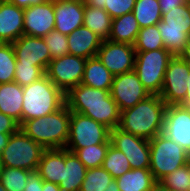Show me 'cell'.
I'll use <instances>...</instances> for the list:
<instances>
[{
	"label": "cell",
	"instance_id": "obj_1",
	"mask_svg": "<svg viewBox=\"0 0 190 191\" xmlns=\"http://www.w3.org/2000/svg\"><path fill=\"white\" fill-rule=\"evenodd\" d=\"M65 104L70 111L82 113L110 130L119 125L120 110L108 90L80 83L65 94Z\"/></svg>",
	"mask_w": 190,
	"mask_h": 191
},
{
	"label": "cell",
	"instance_id": "obj_2",
	"mask_svg": "<svg viewBox=\"0 0 190 191\" xmlns=\"http://www.w3.org/2000/svg\"><path fill=\"white\" fill-rule=\"evenodd\" d=\"M166 108L160 95H149L134 107L120 112L118 128L151 140L163 131Z\"/></svg>",
	"mask_w": 190,
	"mask_h": 191
},
{
	"label": "cell",
	"instance_id": "obj_3",
	"mask_svg": "<svg viewBox=\"0 0 190 191\" xmlns=\"http://www.w3.org/2000/svg\"><path fill=\"white\" fill-rule=\"evenodd\" d=\"M71 111L64 104L46 116L24 121L20 129L45 149L65 148L69 138Z\"/></svg>",
	"mask_w": 190,
	"mask_h": 191
},
{
	"label": "cell",
	"instance_id": "obj_4",
	"mask_svg": "<svg viewBox=\"0 0 190 191\" xmlns=\"http://www.w3.org/2000/svg\"><path fill=\"white\" fill-rule=\"evenodd\" d=\"M65 104V94L45 74L23 87L22 123L46 116Z\"/></svg>",
	"mask_w": 190,
	"mask_h": 191
},
{
	"label": "cell",
	"instance_id": "obj_5",
	"mask_svg": "<svg viewBox=\"0 0 190 191\" xmlns=\"http://www.w3.org/2000/svg\"><path fill=\"white\" fill-rule=\"evenodd\" d=\"M149 169L156 181L190 162V155L163 133L149 140Z\"/></svg>",
	"mask_w": 190,
	"mask_h": 191
},
{
	"label": "cell",
	"instance_id": "obj_6",
	"mask_svg": "<svg viewBox=\"0 0 190 191\" xmlns=\"http://www.w3.org/2000/svg\"><path fill=\"white\" fill-rule=\"evenodd\" d=\"M46 149L27 136L21 129L11 134L8 144L1 153L4 167L37 171Z\"/></svg>",
	"mask_w": 190,
	"mask_h": 191
},
{
	"label": "cell",
	"instance_id": "obj_7",
	"mask_svg": "<svg viewBox=\"0 0 190 191\" xmlns=\"http://www.w3.org/2000/svg\"><path fill=\"white\" fill-rule=\"evenodd\" d=\"M173 56L167 49L136 52L134 72L151 95L160 94L166 68Z\"/></svg>",
	"mask_w": 190,
	"mask_h": 191
},
{
	"label": "cell",
	"instance_id": "obj_8",
	"mask_svg": "<svg viewBox=\"0 0 190 191\" xmlns=\"http://www.w3.org/2000/svg\"><path fill=\"white\" fill-rule=\"evenodd\" d=\"M110 142V129L88 116L71 111L69 138L65 148L74 152L79 148Z\"/></svg>",
	"mask_w": 190,
	"mask_h": 191
},
{
	"label": "cell",
	"instance_id": "obj_9",
	"mask_svg": "<svg viewBox=\"0 0 190 191\" xmlns=\"http://www.w3.org/2000/svg\"><path fill=\"white\" fill-rule=\"evenodd\" d=\"M86 58L64 55L50 61L46 75L48 79L64 94L78 86L83 79Z\"/></svg>",
	"mask_w": 190,
	"mask_h": 191
},
{
	"label": "cell",
	"instance_id": "obj_10",
	"mask_svg": "<svg viewBox=\"0 0 190 191\" xmlns=\"http://www.w3.org/2000/svg\"><path fill=\"white\" fill-rule=\"evenodd\" d=\"M190 65L174 55L166 68L160 97L166 105H179L186 97Z\"/></svg>",
	"mask_w": 190,
	"mask_h": 191
},
{
	"label": "cell",
	"instance_id": "obj_11",
	"mask_svg": "<svg viewBox=\"0 0 190 191\" xmlns=\"http://www.w3.org/2000/svg\"><path fill=\"white\" fill-rule=\"evenodd\" d=\"M111 145L125 154L131 169L150 166L149 140L135 136L116 127L110 130Z\"/></svg>",
	"mask_w": 190,
	"mask_h": 191
},
{
	"label": "cell",
	"instance_id": "obj_12",
	"mask_svg": "<svg viewBox=\"0 0 190 191\" xmlns=\"http://www.w3.org/2000/svg\"><path fill=\"white\" fill-rule=\"evenodd\" d=\"M96 56L114 76L134 70V45L103 40Z\"/></svg>",
	"mask_w": 190,
	"mask_h": 191
},
{
	"label": "cell",
	"instance_id": "obj_13",
	"mask_svg": "<svg viewBox=\"0 0 190 191\" xmlns=\"http://www.w3.org/2000/svg\"><path fill=\"white\" fill-rule=\"evenodd\" d=\"M110 95L121 112L134 107L151 94L144 88L138 75L132 70L114 76Z\"/></svg>",
	"mask_w": 190,
	"mask_h": 191
},
{
	"label": "cell",
	"instance_id": "obj_14",
	"mask_svg": "<svg viewBox=\"0 0 190 191\" xmlns=\"http://www.w3.org/2000/svg\"><path fill=\"white\" fill-rule=\"evenodd\" d=\"M55 27L54 0L24 9L23 35L44 37Z\"/></svg>",
	"mask_w": 190,
	"mask_h": 191
},
{
	"label": "cell",
	"instance_id": "obj_15",
	"mask_svg": "<svg viewBox=\"0 0 190 191\" xmlns=\"http://www.w3.org/2000/svg\"><path fill=\"white\" fill-rule=\"evenodd\" d=\"M162 133L190 155V111L181 105H167Z\"/></svg>",
	"mask_w": 190,
	"mask_h": 191
},
{
	"label": "cell",
	"instance_id": "obj_16",
	"mask_svg": "<svg viewBox=\"0 0 190 191\" xmlns=\"http://www.w3.org/2000/svg\"><path fill=\"white\" fill-rule=\"evenodd\" d=\"M12 47L16 60L22 64L39 66L46 71L52 60L43 37L22 35L12 43Z\"/></svg>",
	"mask_w": 190,
	"mask_h": 191
},
{
	"label": "cell",
	"instance_id": "obj_17",
	"mask_svg": "<svg viewBox=\"0 0 190 191\" xmlns=\"http://www.w3.org/2000/svg\"><path fill=\"white\" fill-rule=\"evenodd\" d=\"M84 8L83 0H54V29L68 36L75 29L83 26Z\"/></svg>",
	"mask_w": 190,
	"mask_h": 191
},
{
	"label": "cell",
	"instance_id": "obj_18",
	"mask_svg": "<svg viewBox=\"0 0 190 191\" xmlns=\"http://www.w3.org/2000/svg\"><path fill=\"white\" fill-rule=\"evenodd\" d=\"M24 9L0 0V43H13L23 35Z\"/></svg>",
	"mask_w": 190,
	"mask_h": 191
},
{
	"label": "cell",
	"instance_id": "obj_19",
	"mask_svg": "<svg viewBox=\"0 0 190 191\" xmlns=\"http://www.w3.org/2000/svg\"><path fill=\"white\" fill-rule=\"evenodd\" d=\"M69 54L84 57H95L101 46L102 40L85 26L75 29L67 36Z\"/></svg>",
	"mask_w": 190,
	"mask_h": 191
},
{
	"label": "cell",
	"instance_id": "obj_20",
	"mask_svg": "<svg viewBox=\"0 0 190 191\" xmlns=\"http://www.w3.org/2000/svg\"><path fill=\"white\" fill-rule=\"evenodd\" d=\"M65 148L46 149L38 164L37 172L43 181L59 184L63 179Z\"/></svg>",
	"mask_w": 190,
	"mask_h": 191
},
{
	"label": "cell",
	"instance_id": "obj_21",
	"mask_svg": "<svg viewBox=\"0 0 190 191\" xmlns=\"http://www.w3.org/2000/svg\"><path fill=\"white\" fill-rule=\"evenodd\" d=\"M23 87L16 82L0 84V112L22 124Z\"/></svg>",
	"mask_w": 190,
	"mask_h": 191
},
{
	"label": "cell",
	"instance_id": "obj_22",
	"mask_svg": "<svg viewBox=\"0 0 190 191\" xmlns=\"http://www.w3.org/2000/svg\"><path fill=\"white\" fill-rule=\"evenodd\" d=\"M114 75L97 56L88 58L84 67L81 84L101 90H111Z\"/></svg>",
	"mask_w": 190,
	"mask_h": 191
},
{
	"label": "cell",
	"instance_id": "obj_23",
	"mask_svg": "<svg viewBox=\"0 0 190 191\" xmlns=\"http://www.w3.org/2000/svg\"><path fill=\"white\" fill-rule=\"evenodd\" d=\"M87 168L74 152L65 148V167L63 179L59 183L62 191H79L84 181Z\"/></svg>",
	"mask_w": 190,
	"mask_h": 191
},
{
	"label": "cell",
	"instance_id": "obj_24",
	"mask_svg": "<svg viewBox=\"0 0 190 191\" xmlns=\"http://www.w3.org/2000/svg\"><path fill=\"white\" fill-rule=\"evenodd\" d=\"M140 27L133 12L113 18L109 40L134 45Z\"/></svg>",
	"mask_w": 190,
	"mask_h": 191
},
{
	"label": "cell",
	"instance_id": "obj_25",
	"mask_svg": "<svg viewBox=\"0 0 190 191\" xmlns=\"http://www.w3.org/2000/svg\"><path fill=\"white\" fill-rule=\"evenodd\" d=\"M115 180L120 191H148L156 182L149 168L131 169Z\"/></svg>",
	"mask_w": 190,
	"mask_h": 191
},
{
	"label": "cell",
	"instance_id": "obj_26",
	"mask_svg": "<svg viewBox=\"0 0 190 191\" xmlns=\"http://www.w3.org/2000/svg\"><path fill=\"white\" fill-rule=\"evenodd\" d=\"M111 16L104 10L85 5L83 26L89 28L101 40H108L112 26Z\"/></svg>",
	"mask_w": 190,
	"mask_h": 191
},
{
	"label": "cell",
	"instance_id": "obj_27",
	"mask_svg": "<svg viewBox=\"0 0 190 191\" xmlns=\"http://www.w3.org/2000/svg\"><path fill=\"white\" fill-rule=\"evenodd\" d=\"M133 13L140 28L157 25L162 20L158 0H136Z\"/></svg>",
	"mask_w": 190,
	"mask_h": 191
},
{
	"label": "cell",
	"instance_id": "obj_28",
	"mask_svg": "<svg viewBox=\"0 0 190 191\" xmlns=\"http://www.w3.org/2000/svg\"><path fill=\"white\" fill-rule=\"evenodd\" d=\"M158 30L174 29L181 30L190 35V12L186 4L172 9L169 13L162 15V20L157 24Z\"/></svg>",
	"mask_w": 190,
	"mask_h": 191
},
{
	"label": "cell",
	"instance_id": "obj_29",
	"mask_svg": "<svg viewBox=\"0 0 190 191\" xmlns=\"http://www.w3.org/2000/svg\"><path fill=\"white\" fill-rule=\"evenodd\" d=\"M134 49L136 52L165 49L161 33L158 30L157 25L140 28L134 43Z\"/></svg>",
	"mask_w": 190,
	"mask_h": 191
},
{
	"label": "cell",
	"instance_id": "obj_30",
	"mask_svg": "<svg viewBox=\"0 0 190 191\" xmlns=\"http://www.w3.org/2000/svg\"><path fill=\"white\" fill-rule=\"evenodd\" d=\"M102 167L108 171L114 179L131 170L127 157L120 150L110 144Z\"/></svg>",
	"mask_w": 190,
	"mask_h": 191
},
{
	"label": "cell",
	"instance_id": "obj_31",
	"mask_svg": "<svg viewBox=\"0 0 190 191\" xmlns=\"http://www.w3.org/2000/svg\"><path fill=\"white\" fill-rule=\"evenodd\" d=\"M111 143H102L79 148L74 151L78 159L87 169L100 167L103 164L107 150Z\"/></svg>",
	"mask_w": 190,
	"mask_h": 191
},
{
	"label": "cell",
	"instance_id": "obj_32",
	"mask_svg": "<svg viewBox=\"0 0 190 191\" xmlns=\"http://www.w3.org/2000/svg\"><path fill=\"white\" fill-rule=\"evenodd\" d=\"M112 175L102 166L87 169L79 191H103L113 181Z\"/></svg>",
	"mask_w": 190,
	"mask_h": 191
},
{
	"label": "cell",
	"instance_id": "obj_33",
	"mask_svg": "<svg viewBox=\"0 0 190 191\" xmlns=\"http://www.w3.org/2000/svg\"><path fill=\"white\" fill-rule=\"evenodd\" d=\"M15 65L12 43H0V84L14 82Z\"/></svg>",
	"mask_w": 190,
	"mask_h": 191
},
{
	"label": "cell",
	"instance_id": "obj_34",
	"mask_svg": "<svg viewBox=\"0 0 190 191\" xmlns=\"http://www.w3.org/2000/svg\"><path fill=\"white\" fill-rule=\"evenodd\" d=\"M31 172L21 168L4 167L0 182L7 191H24L27 177Z\"/></svg>",
	"mask_w": 190,
	"mask_h": 191
},
{
	"label": "cell",
	"instance_id": "obj_35",
	"mask_svg": "<svg viewBox=\"0 0 190 191\" xmlns=\"http://www.w3.org/2000/svg\"><path fill=\"white\" fill-rule=\"evenodd\" d=\"M171 191L190 190V162L159 180Z\"/></svg>",
	"mask_w": 190,
	"mask_h": 191
},
{
	"label": "cell",
	"instance_id": "obj_36",
	"mask_svg": "<svg viewBox=\"0 0 190 191\" xmlns=\"http://www.w3.org/2000/svg\"><path fill=\"white\" fill-rule=\"evenodd\" d=\"M164 43L165 49L170 51L173 55L179 56L184 50L186 42L189 40L190 35L181 30L162 29L159 30Z\"/></svg>",
	"mask_w": 190,
	"mask_h": 191
},
{
	"label": "cell",
	"instance_id": "obj_37",
	"mask_svg": "<svg viewBox=\"0 0 190 191\" xmlns=\"http://www.w3.org/2000/svg\"><path fill=\"white\" fill-rule=\"evenodd\" d=\"M45 72L42 67L22 64L16 60L14 82L24 87L43 77Z\"/></svg>",
	"mask_w": 190,
	"mask_h": 191
},
{
	"label": "cell",
	"instance_id": "obj_38",
	"mask_svg": "<svg viewBox=\"0 0 190 191\" xmlns=\"http://www.w3.org/2000/svg\"><path fill=\"white\" fill-rule=\"evenodd\" d=\"M45 44L49 48L51 59L69 54L67 35L55 29L43 37Z\"/></svg>",
	"mask_w": 190,
	"mask_h": 191
},
{
	"label": "cell",
	"instance_id": "obj_39",
	"mask_svg": "<svg viewBox=\"0 0 190 191\" xmlns=\"http://www.w3.org/2000/svg\"><path fill=\"white\" fill-rule=\"evenodd\" d=\"M135 1L136 0H105L104 10L113 19L133 12Z\"/></svg>",
	"mask_w": 190,
	"mask_h": 191
},
{
	"label": "cell",
	"instance_id": "obj_40",
	"mask_svg": "<svg viewBox=\"0 0 190 191\" xmlns=\"http://www.w3.org/2000/svg\"><path fill=\"white\" fill-rule=\"evenodd\" d=\"M20 129L19 123L12 117L0 112V133L14 134Z\"/></svg>",
	"mask_w": 190,
	"mask_h": 191
},
{
	"label": "cell",
	"instance_id": "obj_41",
	"mask_svg": "<svg viewBox=\"0 0 190 191\" xmlns=\"http://www.w3.org/2000/svg\"><path fill=\"white\" fill-rule=\"evenodd\" d=\"M43 179L37 171H32L26 180L24 191H42Z\"/></svg>",
	"mask_w": 190,
	"mask_h": 191
},
{
	"label": "cell",
	"instance_id": "obj_42",
	"mask_svg": "<svg viewBox=\"0 0 190 191\" xmlns=\"http://www.w3.org/2000/svg\"><path fill=\"white\" fill-rule=\"evenodd\" d=\"M160 4L161 13L166 14L175 9L180 5H184L186 3L185 0H158Z\"/></svg>",
	"mask_w": 190,
	"mask_h": 191
},
{
	"label": "cell",
	"instance_id": "obj_43",
	"mask_svg": "<svg viewBox=\"0 0 190 191\" xmlns=\"http://www.w3.org/2000/svg\"><path fill=\"white\" fill-rule=\"evenodd\" d=\"M10 4H14L20 8H28L31 5H37L47 2L48 0H6Z\"/></svg>",
	"mask_w": 190,
	"mask_h": 191
},
{
	"label": "cell",
	"instance_id": "obj_44",
	"mask_svg": "<svg viewBox=\"0 0 190 191\" xmlns=\"http://www.w3.org/2000/svg\"><path fill=\"white\" fill-rule=\"evenodd\" d=\"M179 105H181L185 110L190 111V71L188 75L186 97Z\"/></svg>",
	"mask_w": 190,
	"mask_h": 191
},
{
	"label": "cell",
	"instance_id": "obj_45",
	"mask_svg": "<svg viewBox=\"0 0 190 191\" xmlns=\"http://www.w3.org/2000/svg\"><path fill=\"white\" fill-rule=\"evenodd\" d=\"M179 57L190 65V37L184 46V50L179 54Z\"/></svg>",
	"mask_w": 190,
	"mask_h": 191
},
{
	"label": "cell",
	"instance_id": "obj_46",
	"mask_svg": "<svg viewBox=\"0 0 190 191\" xmlns=\"http://www.w3.org/2000/svg\"><path fill=\"white\" fill-rule=\"evenodd\" d=\"M85 5L100 9L105 8V0H83Z\"/></svg>",
	"mask_w": 190,
	"mask_h": 191
},
{
	"label": "cell",
	"instance_id": "obj_47",
	"mask_svg": "<svg viewBox=\"0 0 190 191\" xmlns=\"http://www.w3.org/2000/svg\"><path fill=\"white\" fill-rule=\"evenodd\" d=\"M42 191H62L59 187V184L43 181V190Z\"/></svg>",
	"mask_w": 190,
	"mask_h": 191
},
{
	"label": "cell",
	"instance_id": "obj_48",
	"mask_svg": "<svg viewBox=\"0 0 190 191\" xmlns=\"http://www.w3.org/2000/svg\"><path fill=\"white\" fill-rule=\"evenodd\" d=\"M148 191H171L167 186L160 181H156Z\"/></svg>",
	"mask_w": 190,
	"mask_h": 191
},
{
	"label": "cell",
	"instance_id": "obj_49",
	"mask_svg": "<svg viewBox=\"0 0 190 191\" xmlns=\"http://www.w3.org/2000/svg\"><path fill=\"white\" fill-rule=\"evenodd\" d=\"M10 136V134L0 133V154L3 152V149L8 144Z\"/></svg>",
	"mask_w": 190,
	"mask_h": 191
},
{
	"label": "cell",
	"instance_id": "obj_50",
	"mask_svg": "<svg viewBox=\"0 0 190 191\" xmlns=\"http://www.w3.org/2000/svg\"><path fill=\"white\" fill-rule=\"evenodd\" d=\"M103 191H120V189L118 188L117 182L114 179L108 184L107 188Z\"/></svg>",
	"mask_w": 190,
	"mask_h": 191
},
{
	"label": "cell",
	"instance_id": "obj_51",
	"mask_svg": "<svg viewBox=\"0 0 190 191\" xmlns=\"http://www.w3.org/2000/svg\"><path fill=\"white\" fill-rule=\"evenodd\" d=\"M3 170H4V164L2 162V157H1V154H0V176H1L2 172H3Z\"/></svg>",
	"mask_w": 190,
	"mask_h": 191
},
{
	"label": "cell",
	"instance_id": "obj_52",
	"mask_svg": "<svg viewBox=\"0 0 190 191\" xmlns=\"http://www.w3.org/2000/svg\"><path fill=\"white\" fill-rule=\"evenodd\" d=\"M185 4H186V6L188 8V11L190 12V0H187Z\"/></svg>",
	"mask_w": 190,
	"mask_h": 191
},
{
	"label": "cell",
	"instance_id": "obj_53",
	"mask_svg": "<svg viewBox=\"0 0 190 191\" xmlns=\"http://www.w3.org/2000/svg\"><path fill=\"white\" fill-rule=\"evenodd\" d=\"M0 191H7L4 186L2 185V183L0 182Z\"/></svg>",
	"mask_w": 190,
	"mask_h": 191
}]
</instances>
